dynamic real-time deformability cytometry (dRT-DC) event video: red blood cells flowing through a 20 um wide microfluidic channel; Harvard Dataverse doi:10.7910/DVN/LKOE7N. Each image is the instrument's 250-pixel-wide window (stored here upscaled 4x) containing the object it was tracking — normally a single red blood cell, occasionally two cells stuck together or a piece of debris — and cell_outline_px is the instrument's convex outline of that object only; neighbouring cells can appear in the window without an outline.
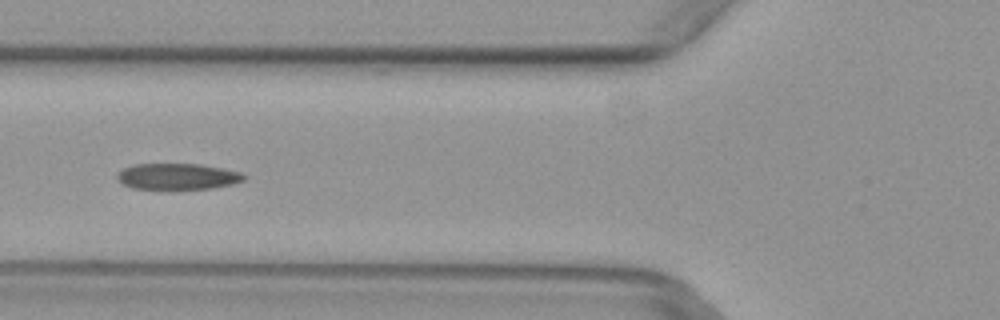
{"species": "common noctule bat (a hibernating species)", "species_latin": "Nyctalus noctula", "temperature_condition": "warm", "stored_images_in_passage": 5, "camera_frame_rate_fps": 3000, "um_per_image_px": 0.085, "animal": {"sex": "female", "body_mass_g": 29.2, "forearm_length_mm": 56.3}, "frame": {"image": 1, "passage_image": 5, "time_ms": 1.333, "image_size_px": [1000, 320], "cell_outline_px": [[248, 176], [244, 180], [232, 184], [212, 188], [172, 192], [160, 192], [132, 188], [116, 180], [116, 172], [132, 164], [200, 164], [224, 168], [244, 172]], "centroid_in_image_um": [15.07, 15.05], "position_along_channel_um": 110.7, "area_um2": 20.69}}